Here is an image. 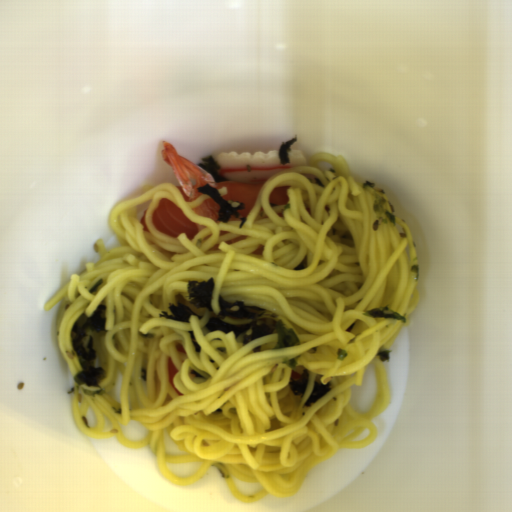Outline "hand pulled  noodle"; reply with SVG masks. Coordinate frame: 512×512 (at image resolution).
<instances>
[{
    "mask_svg": "<svg viewBox=\"0 0 512 512\" xmlns=\"http://www.w3.org/2000/svg\"><path fill=\"white\" fill-rule=\"evenodd\" d=\"M222 196H224L225 194H227L228 192V188L225 186L224 188H222L221 190H217Z\"/></svg>",
    "mask_w": 512,
    "mask_h": 512,
    "instance_id": "hand-pulled-noodle-2",
    "label": "hand pulled noodle"
},
{
    "mask_svg": "<svg viewBox=\"0 0 512 512\" xmlns=\"http://www.w3.org/2000/svg\"><path fill=\"white\" fill-rule=\"evenodd\" d=\"M304 166L274 173L263 182L256 201L241 219L216 224L196 208L211 198L186 201L175 183L145 185L139 197L114 206L108 222L120 246L99 254L45 306L60 301L56 341L75 378L82 367L73 357L71 329L79 316L106 307L105 332L93 335L95 365L107 371L102 395L73 391L76 421L90 439H114L128 449L149 447L160 474L177 486H193L210 469L219 471L233 497L254 504L265 497L296 494L309 471L338 450L360 449L375 442L373 420L391 405V388L380 347L390 350L418 302V262L410 227L374 230V192L355 175L343 156L314 154ZM291 185V186H290ZM287 189L288 203L271 206L275 187ZM178 205L202 228L190 240L165 235L153 224L161 198ZM152 200V201H151ZM151 201L144 216L149 232L136 220L137 205ZM214 278L211 307L194 308L188 281ZM230 303L262 306L295 331L299 344L275 348V332L243 344L233 331H211L218 317V295ZM182 302L203 315L190 323L159 318L169 304ZM390 307L406 325L363 315ZM201 352H194L188 331ZM182 346L186 354L178 353ZM275 348V349H274ZM347 350L344 361L338 349ZM300 355L296 369L283 361ZM178 373L171 387L167 361ZM374 366L376 400L364 414L351 410L350 388L360 384L365 367ZM308 369L303 396H293L288 382ZM194 369L205 378L189 374ZM121 377L120 402L112 397ZM314 380L332 390L312 407L303 406ZM91 408L96 423L87 426ZM129 421L147 429L143 439L128 441L121 427ZM168 433L182 454L163 445ZM191 476L171 473L170 463H196ZM260 482L262 490L245 496L232 482Z\"/></svg>",
    "mask_w": 512,
    "mask_h": 512,
    "instance_id": "hand-pulled-noodle-1",
    "label": "hand pulled noodle"
}]
</instances>
